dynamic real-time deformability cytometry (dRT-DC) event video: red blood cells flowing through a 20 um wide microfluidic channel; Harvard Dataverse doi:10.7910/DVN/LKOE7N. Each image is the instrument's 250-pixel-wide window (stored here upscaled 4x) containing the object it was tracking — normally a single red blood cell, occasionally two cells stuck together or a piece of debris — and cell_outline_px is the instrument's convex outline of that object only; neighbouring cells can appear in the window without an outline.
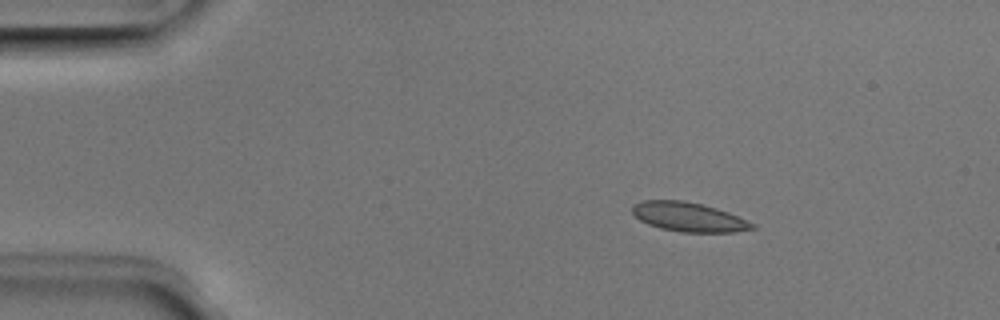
{"species": "Egyptian fruit bat (a non-hibernating species)", "species_latin": "Rousettus aegyptiacus", "temperature_condition": "room temperature", "stored_images_in_passage": 4, "camera_frame_rate_fps": 3000, "um_per_image_px": 0.085, "animal": {"sex": "male"}, "frame": {"image": 1, "passage_image": 2, "time_ms": 0.333, "image_size_px": [1000, 320], "cell_outline_px": [[756, 228], [736, 232], [680, 232], [660, 228], [648, 224], [640, 220], [632, 212], [632, 208], [636, 204], [644, 200], [684, 200], [716, 208], [728, 212], [756, 224]], "centroid_in_image_um": [58.56, 18.45], "position_along_channel_um": 26.4, "area_um2": 20.35}}
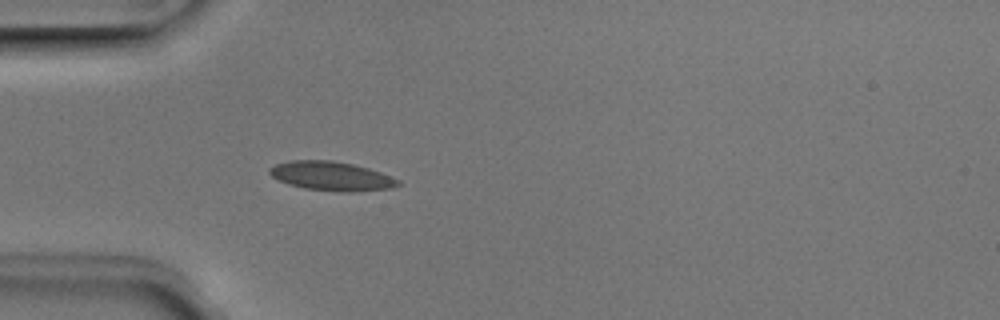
{"frame": {"image": 2, "passage_image": 4, "time_ms": 1.0, "image_size_px": [1000, 320], "cell_outline_px": [[400, 184], [392, 188], [352, 192], [340, 192], [304, 188], [288, 184], [272, 176], [268, 172], [268, 168], [276, 164], [288, 160], [332, 160], [352, 164], [368, 168], [380, 172], [400, 180]], "centroid_in_image_um": [28.16, 14.96], "position_along_channel_um": 56.8, "area_um2": 21.79}}